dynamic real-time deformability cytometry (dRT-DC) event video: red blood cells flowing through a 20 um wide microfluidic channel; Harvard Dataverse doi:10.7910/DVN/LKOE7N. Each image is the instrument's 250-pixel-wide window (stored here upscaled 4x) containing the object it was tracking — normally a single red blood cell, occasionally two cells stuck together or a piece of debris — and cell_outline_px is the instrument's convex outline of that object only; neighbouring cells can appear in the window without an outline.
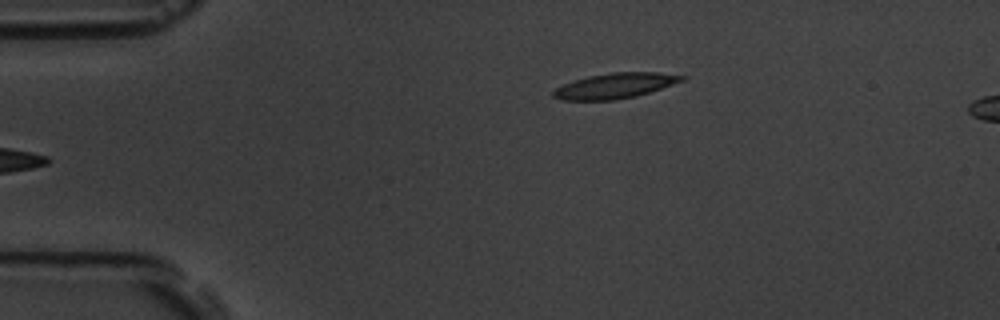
{"species": "common noctule bat (a hibernating species)", "species_latin": "Nyctalus noctula", "temperature_condition": "room temperature", "stored_images_in_passage": 7, "camera_frame_rate_fps": 3000, "um_per_image_px": 0.085, "animal": {"sex": "male", "body_mass_g": 19.5, "forearm_length_mm": 54.6}, "frame": {"image": 1, "passage_image": 7, "time_ms": 6.667, "image_size_px": [1000, 320], "cell_outline_px": [[688, 76], [684, 80], [636, 96], [612, 100], [560, 100], [552, 96], [552, 92], [556, 88], [564, 84], [588, 76], [612, 72], [656, 72]], "centroid_in_image_um": [52.26, 7.29], "position_along_channel_um": 32.7, "area_um2": 18.73}}